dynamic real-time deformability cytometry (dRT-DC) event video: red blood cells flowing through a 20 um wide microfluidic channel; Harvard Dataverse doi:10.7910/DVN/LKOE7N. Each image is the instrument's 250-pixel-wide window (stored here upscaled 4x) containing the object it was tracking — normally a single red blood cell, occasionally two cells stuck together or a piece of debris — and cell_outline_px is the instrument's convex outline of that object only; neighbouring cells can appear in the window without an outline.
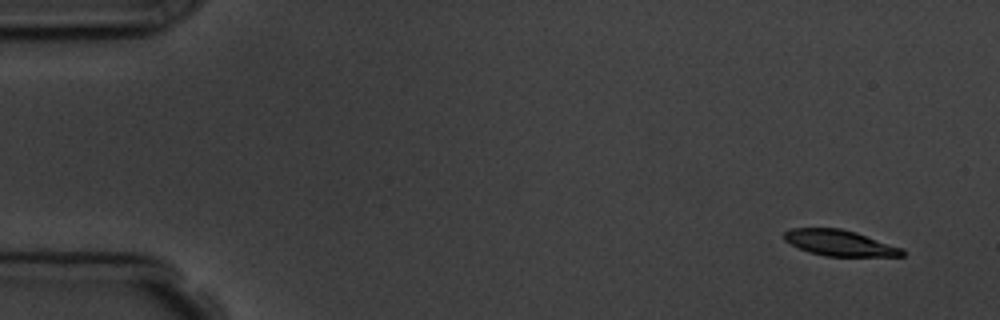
{"species": "common noctule bat (a hibernating species)", "species_latin": "Nyctalus noctula", "temperature_condition": "room temperature", "stored_images_in_passage": 8, "camera_frame_rate_fps": 3000, "um_per_image_px": 0.085, "animal": {"sex": "male", "body_mass_g": 19.5, "forearm_length_mm": 54.6}, "frame": {"image": 1, "passage_image": 1, "time_ms": 0.0, "image_size_px": [1000, 320], "cell_outline_px": [[904, 256], [824, 256], [808, 252], [784, 240], [784, 232], [792, 228], [840, 228], [856, 232], [904, 248]], "centroid_in_image_um": [71.39, 20.65], "position_along_channel_um": 13.6, "area_um2": 17.8}}
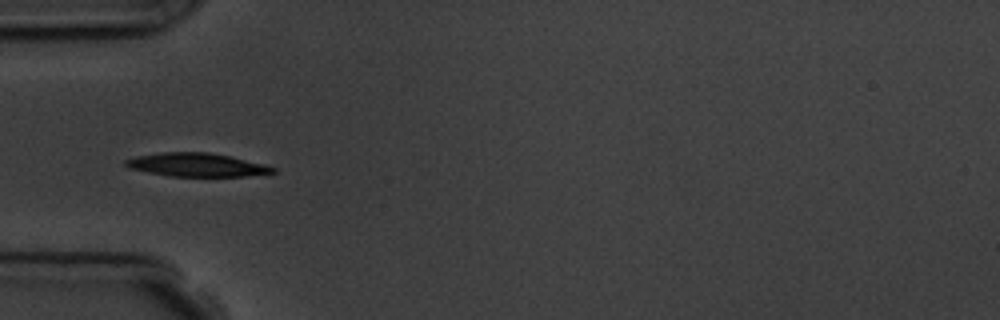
{"frame": {"image": 2, "passage_image": 5, "time_ms": 4.667, "image_size_px": [1000, 320], "cell_outline_px": [[276, 172], [244, 176], [168, 176], [128, 168], [124, 164], [124, 160], [136, 156], [160, 152], [208, 152], [228, 156], [264, 164], [276, 168]], "centroid_in_image_um": [16.67, 14.01], "position_along_channel_um": 68.3, "area_um2": 20.0}}